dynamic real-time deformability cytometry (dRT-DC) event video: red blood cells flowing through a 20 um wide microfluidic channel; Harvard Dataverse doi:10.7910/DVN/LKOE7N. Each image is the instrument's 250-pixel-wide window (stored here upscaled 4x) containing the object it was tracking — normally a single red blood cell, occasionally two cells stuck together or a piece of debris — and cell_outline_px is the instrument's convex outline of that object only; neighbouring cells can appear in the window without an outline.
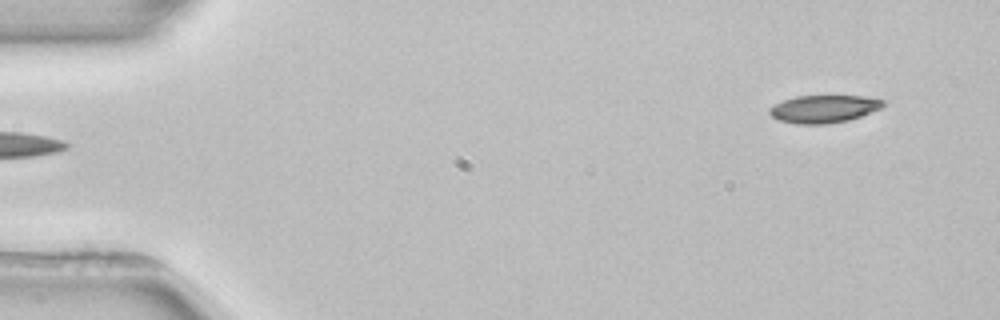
{"species": "common noctule bat (a hibernating species)", "species_latin": "Nyctalus noctula", "temperature_condition": "room temperature", "stored_images_in_passage": 2, "camera_frame_rate_fps": 3000, "um_per_image_px": 0.085, "animal": {"sex": "female", "body_mass_g": 22.7, "forearm_length_mm": 54.2}, "frame": {"image": 1, "passage_image": 2, "time_ms": 1.0, "image_size_px": [1000, 320], "cell_outline_px": [[884, 104], [880, 108], [860, 116], [848, 120], [824, 124], [796, 124], [776, 120], [768, 112], [768, 108], [784, 100], [796, 96], [864, 96], [884, 100]], "centroid_in_image_um": [69.98, 9.26], "position_along_channel_um": 15.0, "area_um2": 18.21}}